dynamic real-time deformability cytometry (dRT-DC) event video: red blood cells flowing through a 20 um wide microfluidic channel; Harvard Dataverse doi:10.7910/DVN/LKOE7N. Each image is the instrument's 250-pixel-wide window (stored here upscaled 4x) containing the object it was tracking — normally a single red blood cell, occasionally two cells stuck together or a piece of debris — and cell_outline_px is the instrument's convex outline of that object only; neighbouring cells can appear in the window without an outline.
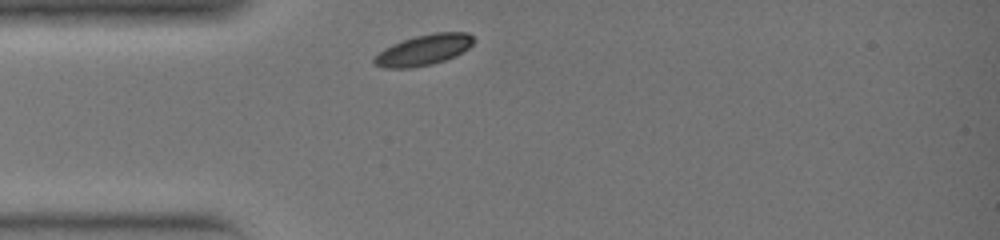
{"species": "common noctule bat (a hibernating species)", "species_latin": "Nyctalus noctula", "temperature_condition": "warm", "stored_images_in_passage": 22, "camera_frame_rate_fps": 3000, "um_per_image_px": 0.085, "animal": {"sex": "female", "body_mass_g": 19.0, "forearm_length_mm": 51.5}, "frame": {"image": 1, "passage_image": 1, "time_ms": 0.0, "image_size_px": [1000, 240], "cell_outline_px": [[476, 40], [468, 48], [456, 56], [432, 64], [412, 68], [384, 68], [372, 64], [372, 60], [384, 48], [392, 44], [416, 36], [436, 32], [468, 32]], "centroid_in_image_um": [36.01, 4.25], "position_along_channel_um": 49.0, "area_um2": 17.8}}
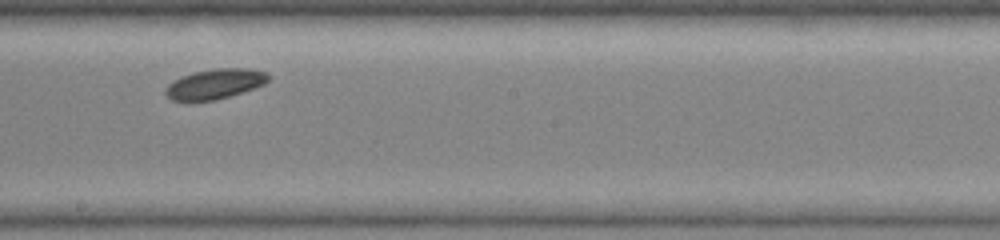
{"frame": {"image": 2, "passage_image": 12, "time_ms": 3.667, "image_size_px": [1000, 240], "cell_outline_px": [[268, 80], [264, 84], [216, 100], [192, 104], [188, 104], [172, 100], [164, 92], [164, 88], [168, 84], [192, 72], [216, 68], [248, 68], [268, 72]], "centroid_in_image_um": [18.2, 7.17], "position_along_channel_um": 230.0, "area_um2": 18.32}}
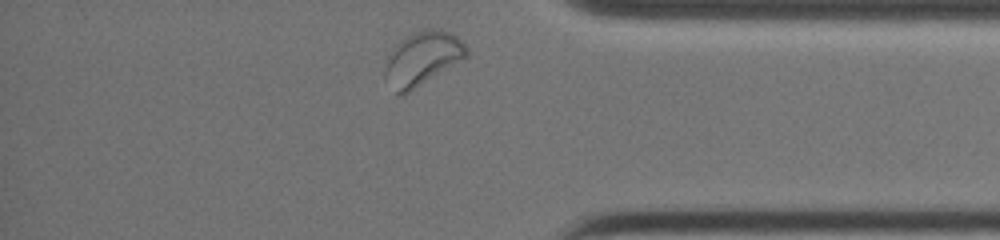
{"frame": {"image": 3, "passage_image": 22, "time_ms": 7.0, "image_size_px": [1000, 240], "cell_outline_px": [[468, 56], [404, 96], [400, 96], [396, 92], [384, 76], [384, 72], [388, 56], [396, 44], [400, 40], [412, 32], [424, 28], [440, 28], [452, 32], [468, 48]], "centroid_in_image_um": [35.91, 4.95], "position_along_channel_um": 399.3, "area_um2": 25.78}}